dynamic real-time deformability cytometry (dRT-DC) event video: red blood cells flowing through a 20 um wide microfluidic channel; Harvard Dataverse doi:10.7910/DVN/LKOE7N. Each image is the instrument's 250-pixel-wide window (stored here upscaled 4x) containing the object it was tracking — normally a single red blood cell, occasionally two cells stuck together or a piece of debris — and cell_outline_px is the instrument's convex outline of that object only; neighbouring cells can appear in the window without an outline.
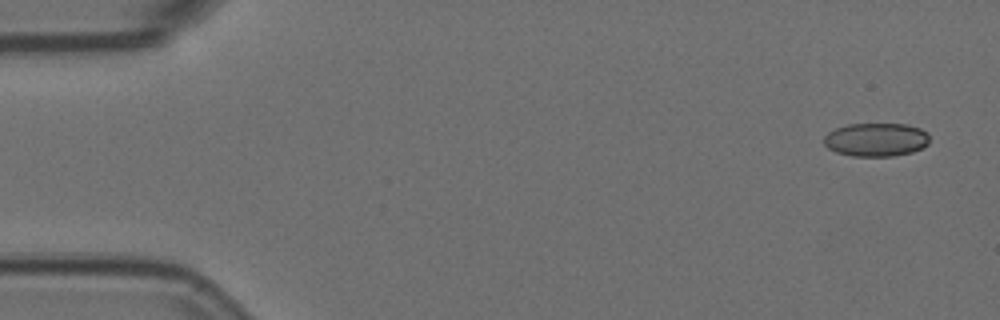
{"species": "Egyptian fruit bat (a non-hibernating species)", "species_latin": "Rousettus aegyptiacus", "temperature_condition": "room temperature", "stored_images_in_passage": 5, "camera_frame_rate_fps": 3000, "um_per_image_px": 0.085, "animal": {"sex": "female"}, "frame": {"image": 1, "passage_image": 1, "time_ms": 0.0, "image_size_px": [1000, 320], "cell_outline_px": [[928, 144], [912, 152], [892, 156], [852, 156], [836, 152], [828, 148], [824, 144], [824, 136], [828, 132], [836, 128], [848, 124], [908, 124], [920, 128], [928, 136]], "centroid_in_image_um": [74.44, 11.87], "position_along_channel_um": 10.6, "area_um2": 20.52}}
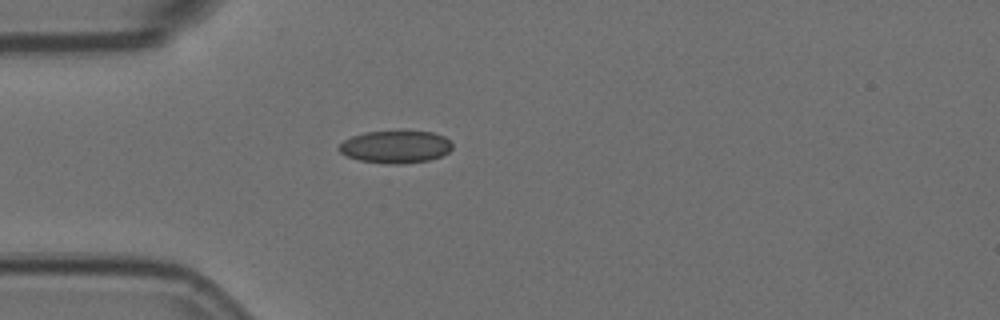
{"frame": {"image": 2, "passage_image": 4, "time_ms": 1.0, "image_size_px": [1000, 320], "cell_outline_px": [[452, 148], [448, 152], [440, 156], [428, 160], [404, 164], [384, 164], [360, 160], [348, 156], [340, 152], [336, 148], [344, 140], [352, 136], [364, 132], [400, 128], [404, 128], [432, 132], [444, 136], [452, 144]], "centroid_in_image_um": [33.62, 12.43], "position_along_channel_um": 51.4, "area_um2": 22.31}}